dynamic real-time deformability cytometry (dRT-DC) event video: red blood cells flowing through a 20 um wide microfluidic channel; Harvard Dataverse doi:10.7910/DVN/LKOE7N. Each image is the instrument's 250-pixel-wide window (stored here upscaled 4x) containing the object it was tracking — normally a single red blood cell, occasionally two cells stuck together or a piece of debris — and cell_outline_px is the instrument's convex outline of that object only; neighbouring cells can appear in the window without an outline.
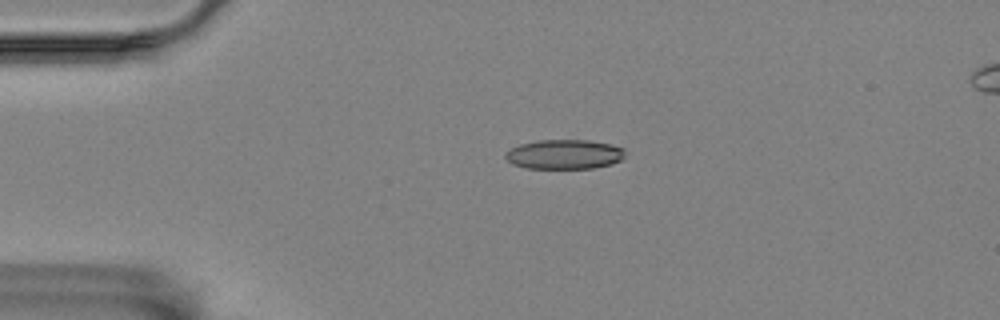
{"species": "Egyptian fruit bat (a non-hibernating species)", "species_latin": "Rousettus aegyptiacus", "temperature_condition": "room temperature", "stored_images_in_passage": 5, "camera_frame_rate_fps": 3000, "um_per_image_px": 0.085, "animal": {"sex": "female"}, "frame": {"image": 1, "passage_image": 3, "time_ms": 3.333, "image_size_px": [1000, 320], "cell_outline_px": [[624, 156], [620, 160], [612, 164], [592, 168], [524, 168], [512, 164], [504, 156], [504, 152], [520, 144], [536, 140], [588, 140], [612, 144], [624, 148]], "centroid_in_image_um": [47.95, 13.11], "position_along_channel_um": 37.0, "area_um2": 20.69}}